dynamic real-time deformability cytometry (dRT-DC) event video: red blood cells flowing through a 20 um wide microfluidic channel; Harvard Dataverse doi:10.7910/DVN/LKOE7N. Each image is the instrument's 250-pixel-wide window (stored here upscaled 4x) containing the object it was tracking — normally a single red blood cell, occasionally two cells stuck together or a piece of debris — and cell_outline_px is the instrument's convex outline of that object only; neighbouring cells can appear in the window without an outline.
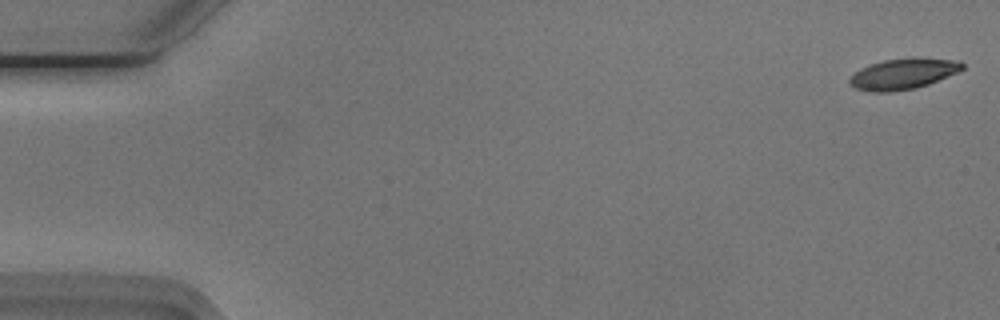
{"species": "Egyptian fruit bat (a non-hibernating species)", "species_latin": "Rousettus aegyptiacus", "temperature_condition": "cold", "stored_images_in_passage": 16, "camera_frame_rate_fps": 3000, "um_per_image_px": 0.085, "animal": {"sex": "male"}, "frame": {"image": 1, "passage_image": 1, "time_ms": 0.0, "image_size_px": [1000, 320], "cell_outline_px": [[964, 68], [956, 72], [928, 84], [916, 88], [892, 92], [872, 92], [856, 88], [848, 84], [848, 80], [860, 68], [884, 60], [912, 56], [916, 56], [960, 60], [964, 64]], "centroid_in_image_um": [76.79, 6.25], "position_along_channel_um": 8.2, "area_um2": 20.46}}
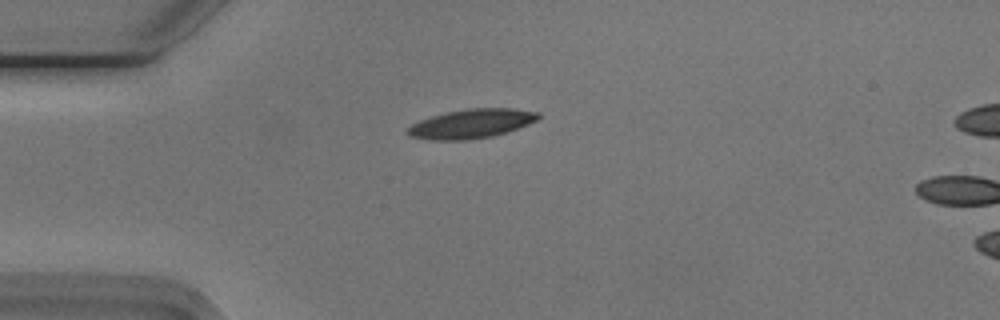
{"frame": {"image": 2, "passage_image": 14, "time_ms": 4.333, "image_size_px": [1000, 320], "cell_outline_px": [[540, 116], [536, 120], [528, 124], [492, 136], [464, 140], [432, 140], [408, 136], [404, 132], [412, 124], [420, 120], [432, 116], [448, 112], [468, 108], [512, 108], [540, 112]], "centroid_in_image_um": [40.03, 10.51], "position_along_channel_um": 45.0, "area_um2": 22.02}}